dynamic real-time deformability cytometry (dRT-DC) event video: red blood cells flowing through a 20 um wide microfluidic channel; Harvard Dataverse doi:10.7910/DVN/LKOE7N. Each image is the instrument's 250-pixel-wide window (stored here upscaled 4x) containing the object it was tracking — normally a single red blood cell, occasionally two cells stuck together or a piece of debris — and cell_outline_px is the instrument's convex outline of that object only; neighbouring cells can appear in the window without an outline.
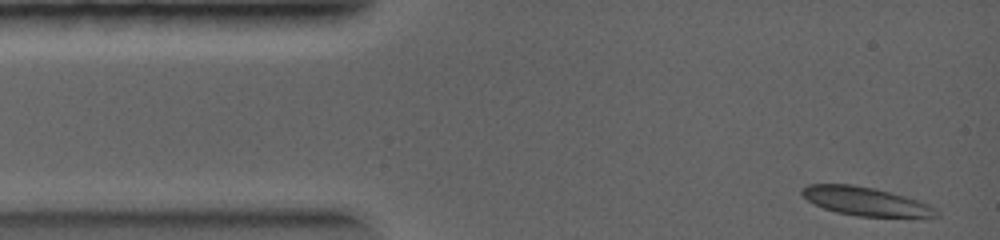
{"species": "common noctule bat (a hibernating species)", "species_latin": "Nyctalus noctula", "temperature_condition": "warm", "stored_images_in_passage": 21, "camera_frame_rate_fps": 5000, "um_per_image_px": 0.085, "animal": {"sex": "female", "body_mass_g": 19.0, "forearm_length_mm": 56.7}, "frame": {"image": 1, "passage_image": 1, "time_ms": 0.0, "image_size_px": [1000, 240], "cell_outline_px": [[940, 216], [856, 216], [836, 212], [824, 208], [808, 200], [800, 192], [800, 188], [808, 184], [852, 184], [876, 188], [904, 196], [928, 204], [936, 208], [940, 212]], "centroid_in_image_um": [73.54, 17.09], "position_along_channel_um": 11.5, "area_um2": 22.14}}
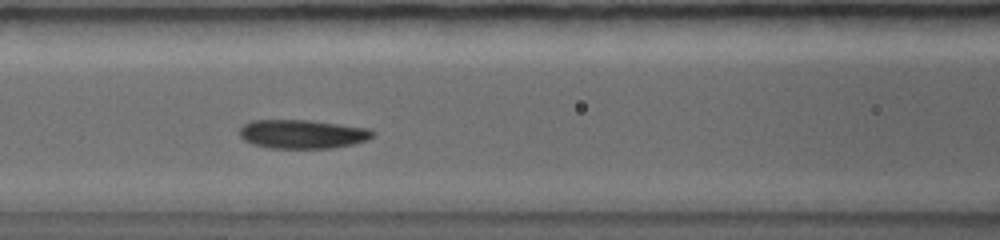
{"frame": {"image": 2, "passage_image": 9, "time_ms": 3.2, "image_size_px": [1000, 240], "cell_outline_px": [[376, 132], [368, 140], [352, 144], [332, 148], [268, 148], [252, 144], [244, 140], [240, 136], [240, 128], [244, 124], [252, 120], [312, 120], [372, 128]], "centroid_in_image_um": [25.74, 11.39], "position_along_channel_um": 140.9, "area_um2": 22.66}}
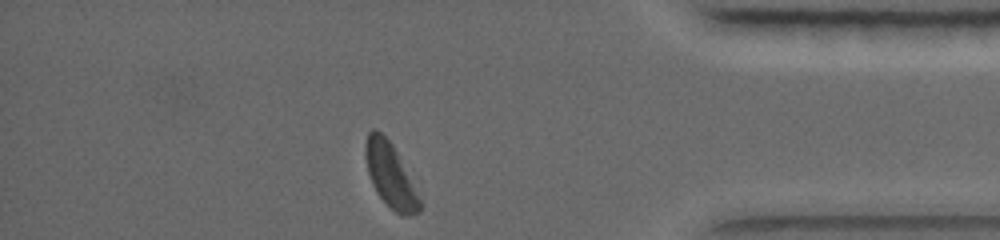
{"frame": {"image": 3, "passage_image": 21, "time_ms": 7.8, "image_size_px": [1000, 240], "cell_outline_px": [[420, 212], [408, 216], [400, 216], [376, 192], [372, 184], [368, 172], [364, 156], [364, 144], [368, 132], [372, 128], [376, 128], [392, 144], [420, 200]], "centroid_in_image_um": [33.12, 14.87], "position_along_channel_um": 402.1, "area_um2": 19.77}}